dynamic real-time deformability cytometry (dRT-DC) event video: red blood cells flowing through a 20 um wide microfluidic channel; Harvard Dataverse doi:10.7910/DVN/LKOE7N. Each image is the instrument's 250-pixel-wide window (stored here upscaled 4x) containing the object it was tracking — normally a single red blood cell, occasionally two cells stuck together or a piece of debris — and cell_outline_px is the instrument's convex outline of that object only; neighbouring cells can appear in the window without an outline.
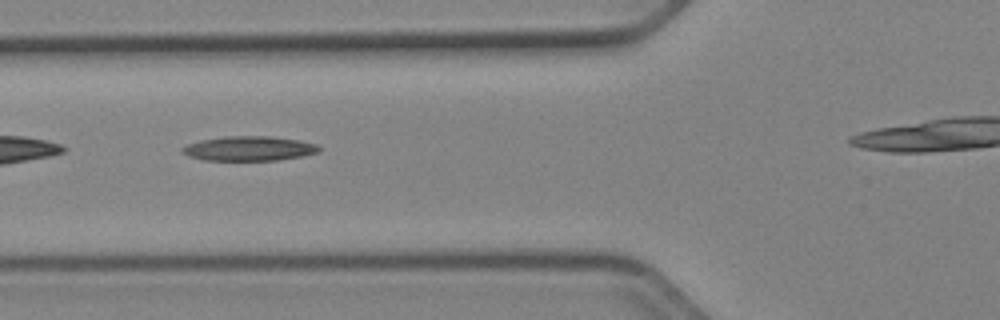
{"species": "Egyptian fruit bat (a non-hibernating species)", "species_latin": "Rousettus aegyptiacus", "temperature_condition": "cold", "stored_images_in_passage": 28, "camera_frame_rate_fps": 3000, "um_per_image_px": 0.085, "animal": {"sex": "female"}, "frame": {"image": 1, "passage_image": 3, "time_ms": 0.667, "image_size_px": [1000, 320], "cell_outline_px": [[320, 152], [280, 160], [204, 160], [188, 156], [180, 152], [180, 148], [188, 144], [204, 140], [224, 136], [268, 136], [300, 140], [316, 144], [320, 148]], "centroid_in_image_um": [21.16, 12.62], "position_along_channel_um": 104.6, "area_um2": 19.54}}
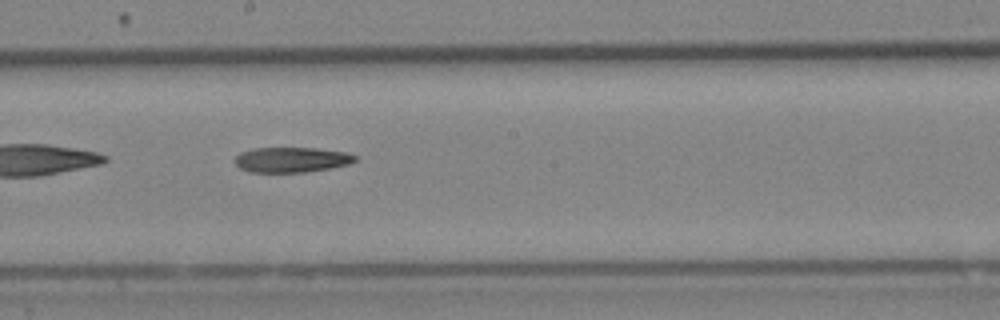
{"frame": {"image": 2, "passage_image": 12, "time_ms": 3.667, "image_size_px": [1000, 320], "cell_outline_px": [[356, 160], [348, 164], [328, 168], [304, 172], [248, 172], [240, 168], [236, 164], [236, 156], [240, 152], [252, 148], [316, 148], [344, 152], [356, 156]], "centroid_in_image_um": [24.74, 13.57], "position_along_channel_um": 223.5, "area_um2": 17.46}}
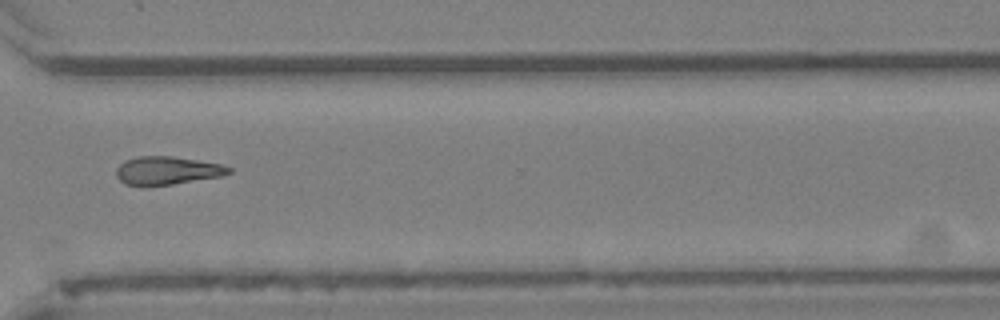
{"frame": {"image": 3, "passage_image": 22, "time_ms": 7.0, "image_size_px": [1000, 320], "cell_outline_px": [[232, 172], [220, 176], [172, 184], [140, 188], [124, 184], [116, 176], [116, 168], [124, 160], [136, 156], [172, 156], [220, 164], [232, 168]], "centroid_in_image_um": [14.12, 14.52], "position_along_channel_um": 356.5, "area_um2": 18.79}}